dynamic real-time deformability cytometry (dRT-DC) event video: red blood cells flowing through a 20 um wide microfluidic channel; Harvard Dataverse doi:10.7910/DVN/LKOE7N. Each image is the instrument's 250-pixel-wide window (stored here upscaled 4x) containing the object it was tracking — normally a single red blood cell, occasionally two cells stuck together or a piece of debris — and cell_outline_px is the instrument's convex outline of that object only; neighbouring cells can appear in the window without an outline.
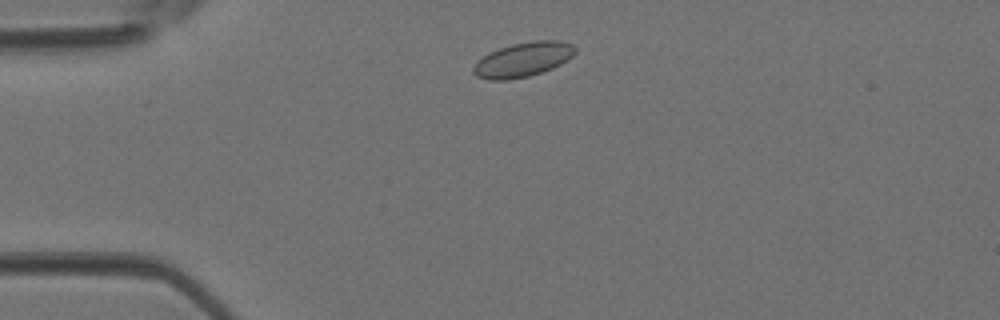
{"species": "Egyptian fruit bat (a non-hibernating species)", "species_latin": "Rousettus aegyptiacus", "temperature_condition": "room temperature", "stored_images_in_passage": 36, "camera_frame_rate_fps": 3000, "um_per_image_px": 0.085, "animal": {"sex": "female"}, "frame": {"image": 1, "passage_image": 3, "time_ms": 0.667, "image_size_px": [1000, 320], "cell_outline_px": [[576, 52], [568, 60], [552, 68], [528, 76], [508, 80], [488, 80], [476, 76], [472, 72], [472, 68], [488, 52], [512, 44], [532, 40], [560, 40], [572, 44], [576, 48]], "centroid_in_image_um": [44.47, 5.05], "position_along_channel_um": 40.5, "area_um2": 20.46}}
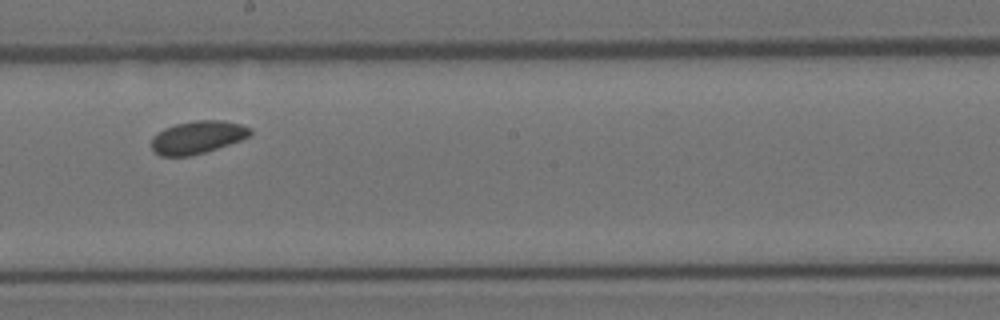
{"frame": {"image": 2, "passage_image": 17, "time_ms": 5.333, "image_size_px": [1000, 320], "cell_outline_px": [[252, 136], [192, 156], [160, 156], [152, 148], [152, 140], [164, 128], [176, 124], [192, 120], [224, 120], [240, 124], [252, 128]], "centroid_in_image_um": [16.84, 11.65], "position_along_channel_um": 231.4, "area_um2": 18.73}}
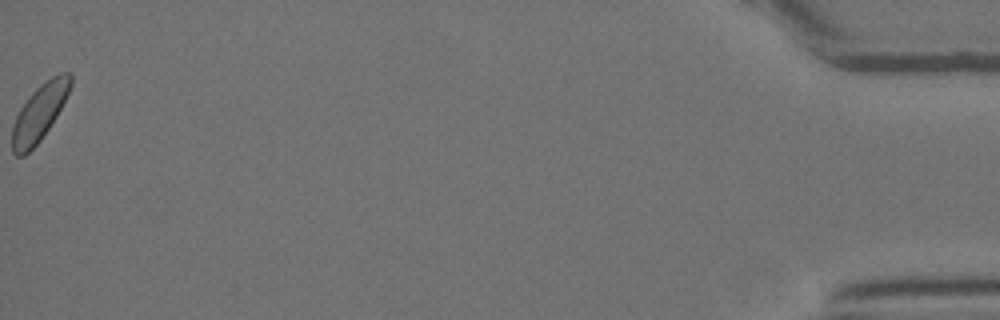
{"frame": {"image": 3, "passage_image": 36, "time_ms": 11.667, "image_size_px": [1000, 320], "cell_outline_px": [[72, 84], [56, 116], [40, 140], [24, 156], [16, 156], [12, 152], [12, 124], [20, 108], [28, 96], [40, 84], [52, 76], [60, 72], [72, 72]], "centroid_in_image_um": [3.33, 9.55], "position_along_channel_um": 431.9, "area_um2": 19.07}}